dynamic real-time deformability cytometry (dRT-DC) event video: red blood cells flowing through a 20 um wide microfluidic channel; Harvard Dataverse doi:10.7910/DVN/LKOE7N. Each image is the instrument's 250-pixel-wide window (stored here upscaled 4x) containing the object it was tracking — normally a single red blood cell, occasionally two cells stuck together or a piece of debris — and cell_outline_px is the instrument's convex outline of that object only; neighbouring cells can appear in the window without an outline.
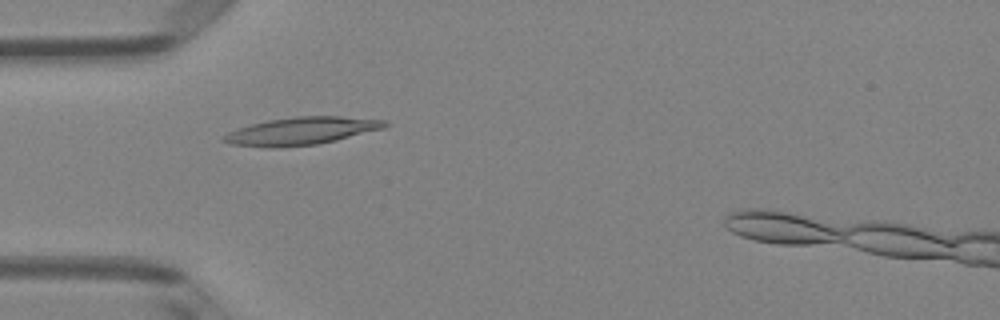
{"species": "Egyptian fruit bat (a non-hibernating species)", "species_latin": "Rousettus aegyptiacus", "temperature_condition": "room temperature", "stored_images_in_passage": 48, "camera_frame_rate_fps": 3000, "um_per_image_px": 0.085, "animal": {"sex": "female"}, "frame": {"image": 1, "passage_image": 15, "time_ms": 4.667, "image_size_px": [1000, 320], "cell_outline_px": [[388, 124], [384, 128], [336, 140], [316, 144], [280, 148], [268, 148], [232, 144], [220, 140], [228, 132], [252, 124], [268, 120], [296, 116], [340, 116], [388, 120]], "centroid_in_image_um": [25.63, 11.14], "position_along_channel_um": 59.4, "area_um2": 25.89}}
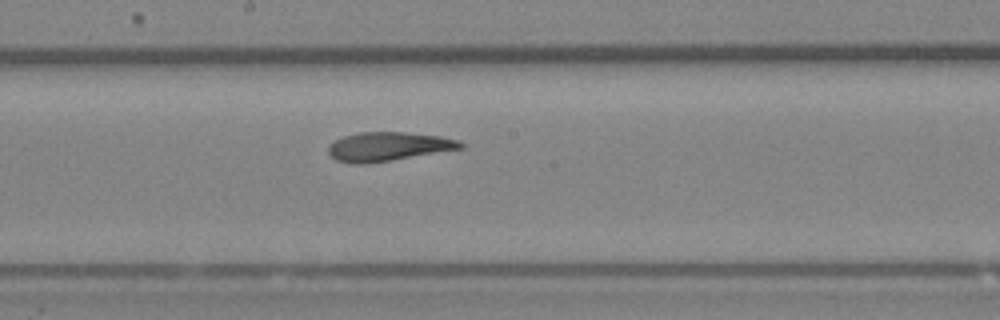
{"frame": {"image": 2, "passage_image": 27, "time_ms": 8.667, "image_size_px": [1000, 320], "cell_outline_px": [[464, 148], [368, 164], [352, 164], [336, 160], [328, 152], [328, 144], [344, 136], [360, 132], [404, 132], [440, 136], [460, 140], [464, 144]], "centroid_in_image_um": [33.0, 12.46], "position_along_channel_um": 215.2, "area_um2": 22.37}}
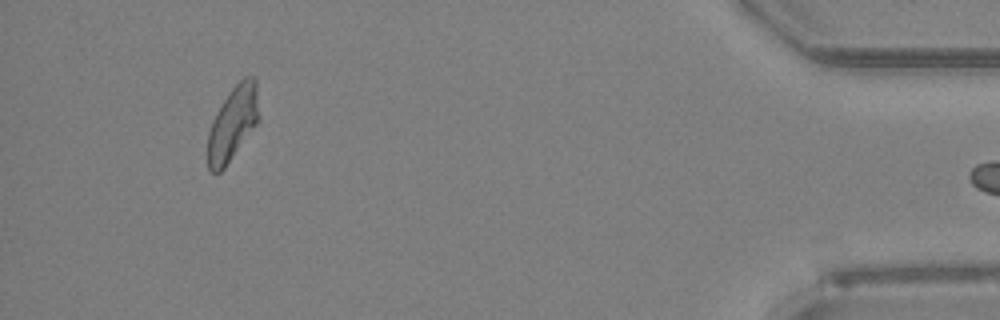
{"frame": {"image": 3, "passage_image": 47, "time_ms": 15.333, "image_size_px": [1000, 320], "cell_outline_px": [[260, 120], [224, 168], [220, 172], [212, 172], [208, 168], [208, 132], [212, 120], [224, 100], [232, 88], [244, 76], [256, 76], [260, 116]], "centroid_in_image_um": [19.82, 10.46], "position_along_channel_um": 415.4, "area_um2": 22.14}}